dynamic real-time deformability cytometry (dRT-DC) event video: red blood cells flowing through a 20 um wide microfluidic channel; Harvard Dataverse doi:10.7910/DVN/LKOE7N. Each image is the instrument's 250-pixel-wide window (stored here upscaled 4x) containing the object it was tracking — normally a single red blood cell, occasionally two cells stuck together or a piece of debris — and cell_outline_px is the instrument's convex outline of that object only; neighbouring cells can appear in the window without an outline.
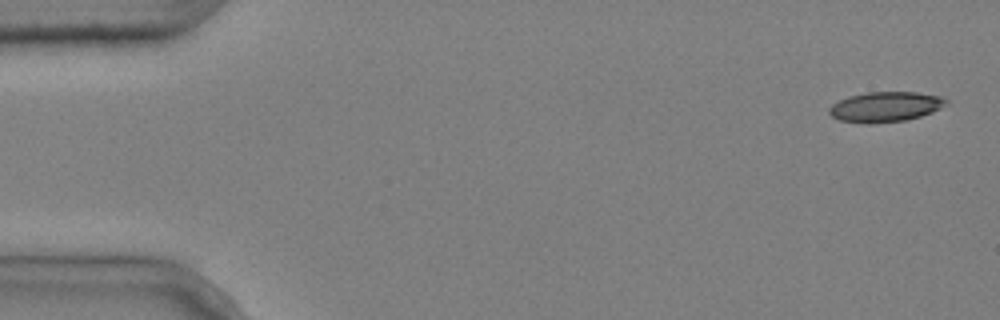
{"species": "common noctule bat (a hibernating species)", "species_latin": "Nyctalus noctula", "temperature_condition": "cold", "stored_images_in_passage": 4, "camera_frame_rate_fps": 3000, "um_per_image_px": 0.085, "animal": {"sex": "male", "body_mass_g": 20.4}, "frame": {"image": 1, "passage_image": 1, "time_ms": 0.0, "image_size_px": [1000, 320], "cell_outline_px": [[948, 104], [932, 112], [908, 120], [872, 124], [868, 124], [840, 120], [832, 116], [828, 112], [828, 108], [832, 104], [848, 96], [868, 92], [916, 92], [940, 96], [948, 100]], "centroid_in_image_um": [75.26, 9.08], "position_along_channel_um": 9.7, "area_um2": 20.63}}